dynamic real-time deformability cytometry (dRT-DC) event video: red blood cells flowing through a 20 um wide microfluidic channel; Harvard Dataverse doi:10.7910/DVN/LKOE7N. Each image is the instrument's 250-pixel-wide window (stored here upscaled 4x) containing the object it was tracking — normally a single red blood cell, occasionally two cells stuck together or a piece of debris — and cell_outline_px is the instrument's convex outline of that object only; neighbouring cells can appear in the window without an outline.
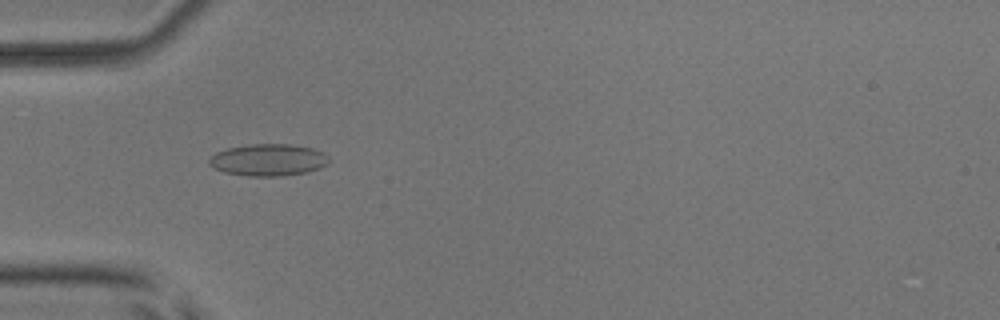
{"species": "common noctule bat (a hibernating species)", "species_latin": "Nyctalus noctula", "temperature_condition": "room temperature", "stored_images_in_passage": 41, "camera_frame_rate_fps": 3000, "um_per_image_px": 0.085, "animal": {"sex": "male", "body_mass_g": 17.9, "forearm_length_mm": 54.2}, "frame": {"image": 1, "passage_image": 6, "time_ms": 1.667, "image_size_px": [1000, 320], "cell_outline_px": [[328, 164], [320, 168], [308, 172], [280, 176], [248, 176], [224, 172], [212, 168], [208, 164], [208, 160], [216, 152], [228, 148], [252, 144], [292, 144], [312, 148], [324, 152], [328, 156]], "centroid_in_image_um": [22.81, 13.6], "position_along_channel_um": 62.2, "area_um2": 22.43}}
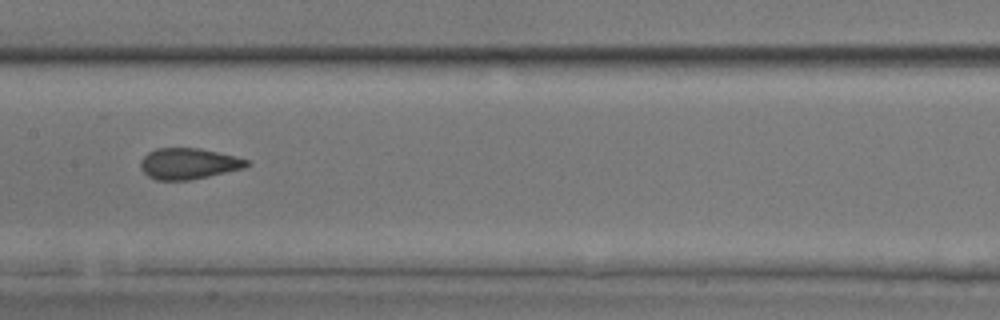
{"frame": {"image": 2, "passage_image": 16, "time_ms": 5.0, "image_size_px": [1000, 320], "cell_outline_px": [[252, 164], [244, 168], [208, 176], [188, 180], [156, 180], [148, 176], [140, 168], [140, 160], [148, 152], [156, 148], [200, 148], [236, 156], [248, 160]], "centroid_in_image_um": [16.02, 13.9], "position_along_channel_um": 191.4, "area_um2": 19.25}}
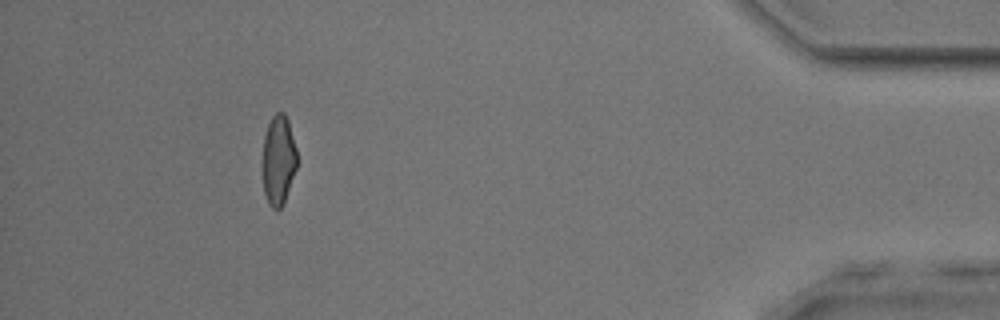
{"frame": {"image": 3, "passage_image": 37, "time_ms": 12.0, "image_size_px": [1000, 320], "cell_outline_px": [[296, 168], [284, 204], [280, 208], [272, 208], [268, 204], [264, 192], [264, 136], [268, 124], [272, 116], [276, 112], [284, 112], [288, 120], [296, 148]], "centroid_in_image_um": [23.68, 13.6], "position_along_channel_um": 411.5, "area_um2": 17.69}, "authors_computed_cell_mechanics": {"area_um2": 19.2474, "velocity_mm_per_s": 3.9574, "shape_relaxation_time_tau1_ms": 6.7136, "shape_relaxation_time_tau2_ms": 0.9333, "deformation_change_tau1": 0.1533, "deformation_change_tau2": 0.0477}}